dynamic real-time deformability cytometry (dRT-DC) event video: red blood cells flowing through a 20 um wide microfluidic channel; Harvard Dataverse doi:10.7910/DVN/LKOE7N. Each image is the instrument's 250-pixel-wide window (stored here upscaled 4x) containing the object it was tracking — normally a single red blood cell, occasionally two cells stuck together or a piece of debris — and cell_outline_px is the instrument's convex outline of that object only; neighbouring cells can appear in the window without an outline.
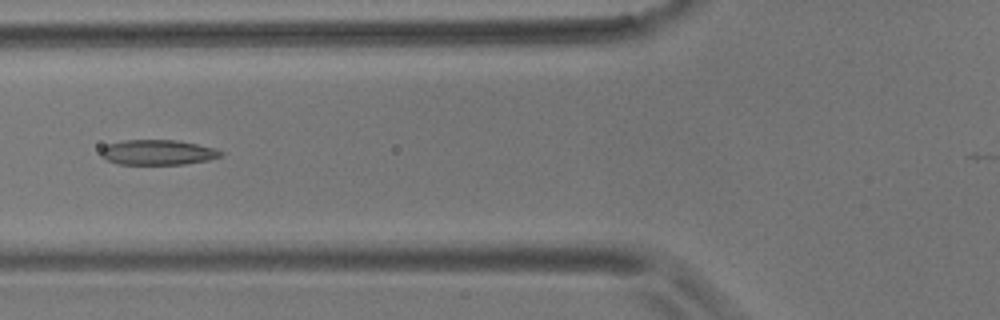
{"species": "common noctule bat (a hibernating species)", "species_latin": "Nyctalus noctula", "temperature_condition": "room temperature", "stored_images_in_passage": 10, "camera_frame_rate_fps": 3000, "um_per_image_px": 0.085, "animal": {"sex": "male", "body_mass_g": 17.9}, "frame": {"image": 1, "passage_image": 5, "time_ms": 4.667, "image_size_px": [1000, 320], "cell_outline_px": [[224, 156], [208, 160], [184, 164], [120, 164], [108, 160], [100, 156], [100, 148], [108, 144], [124, 140], [176, 140], [216, 148], [224, 152]], "centroid_in_image_um": [13.43, 12.95], "position_along_channel_um": 112.4, "area_um2": 17.63}}
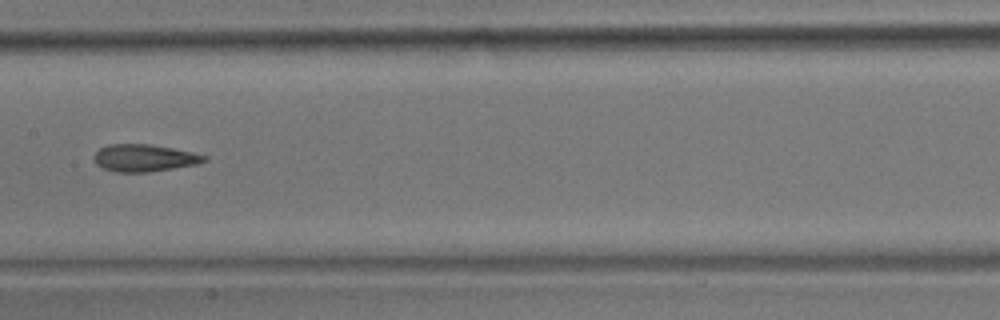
{"frame": {"image": 2, "passage_image": 7, "time_ms": 7.0, "image_size_px": [1000, 320], "cell_outline_px": [[208, 160], [196, 164], [148, 172], [116, 172], [104, 168], [96, 164], [92, 160], [92, 156], [100, 148], [108, 144], [148, 144], [172, 148], [192, 152], [208, 156]], "centroid_in_image_um": [12.23, 13.42], "position_along_channel_um": 195.2, "area_um2": 17.46}}
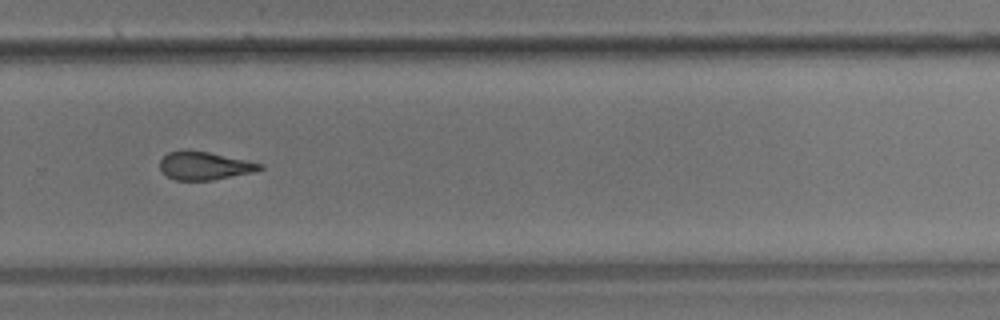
{"frame": {"image": 3, "passage_image": 10, "time_ms": 10.333, "image_size_px": [1000, 320], "cell_outline_px": [[264, 168], [252, 172], [212, 180], [176, 180], [168, 176], [160, 168], [160, 160], [168, 152], [188, 148], [248, 160], [264, 164]], "centroid_in_image_um": [17.38, 14.06], "position_along_channel_um": 312.4, "area_um2": 16.47}}